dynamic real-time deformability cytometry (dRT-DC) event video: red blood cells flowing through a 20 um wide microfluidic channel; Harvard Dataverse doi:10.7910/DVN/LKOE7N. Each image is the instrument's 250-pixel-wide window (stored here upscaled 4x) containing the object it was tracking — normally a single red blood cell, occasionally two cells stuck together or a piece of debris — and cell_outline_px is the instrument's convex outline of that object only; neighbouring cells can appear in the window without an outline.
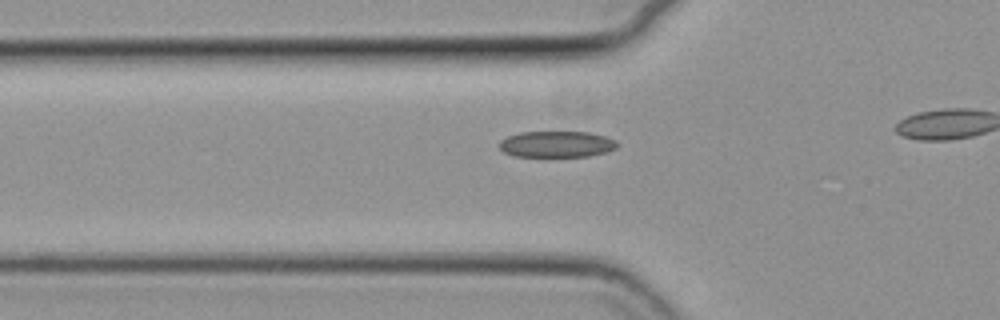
{"species": "common noctule bat (a hibernating species)", "species_latin": "Nyctalus noctula", "temperature_condition": "cold", "stored_images_in_passage": 12, "camera_frame_rate_fps": 3000, "um_per_image_px": 0.085, "animal": {"sex": "female", "body_mass_g": 19.3, "forearm_length_mm": 54.1}, "frame": {"image": 1, "passage_image": 3, "time_ms": 0.667, "image_size_px": [1000, 320], "cell_outline_px": [[620, 144], [616, 148], [608, 152], [588, 156], [512, 156], [504, 152], [500, 148], [500, 140], [508, 136], [520, 132], [588, 132], [604, 136], [616, 140]], "centroid_in_image_um": [47.34, 12.25], "position_along_channel_um": 78.5, "area_um2": 18.03}}
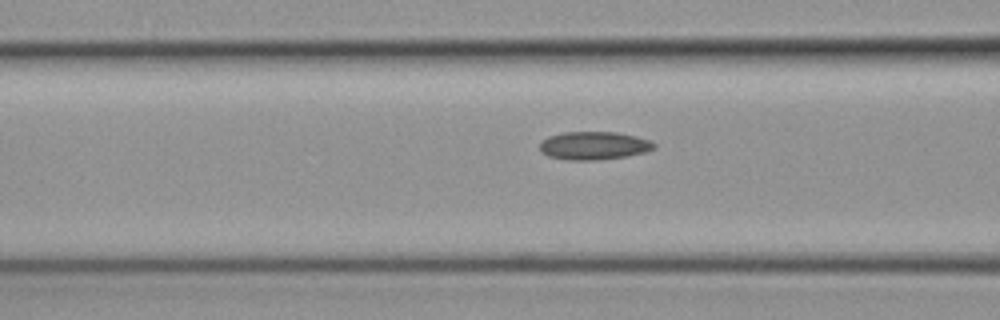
{"frame": {"image": 2, "passage_image": 6, "time_ms": 1.667, "image_size_px": [1000, 320], "cell_outline_px": [[656, 148], [644, 152], [624, 156], [596, 160], [568, 160], [548, 156], [540, 152], [540, 144], [548, 136], [564, 132], [616, 132], [636, 136], [652, 140], [656, 144]], "centroid_in_image_um": [50.49, 12.37], "position_along_channel_um": 116.1, "area_um2": 18.73}}
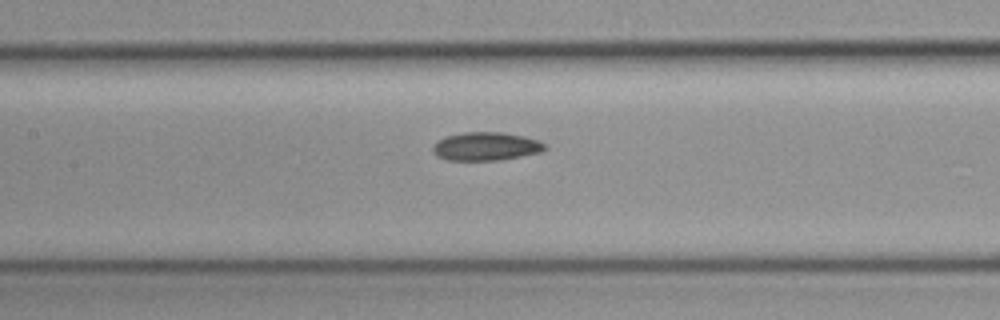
{"frame": {"image": 3, "passage_image": 10, "time_ms": 3.0, "image_size_px": [1000, 320], "cell_outline_px": [[548, 148], [540, 152], [500, 160], [448, 160], [436, 156], [432, 152], [432, 148], [444, 136], [464, 132], [504, 132], [524, 136], [540, 140], [548, 144]], "centroid_in_image_um": [41.35, 12.43], "position_along_channel_um": 166.1, "area_um2": 18.67}}